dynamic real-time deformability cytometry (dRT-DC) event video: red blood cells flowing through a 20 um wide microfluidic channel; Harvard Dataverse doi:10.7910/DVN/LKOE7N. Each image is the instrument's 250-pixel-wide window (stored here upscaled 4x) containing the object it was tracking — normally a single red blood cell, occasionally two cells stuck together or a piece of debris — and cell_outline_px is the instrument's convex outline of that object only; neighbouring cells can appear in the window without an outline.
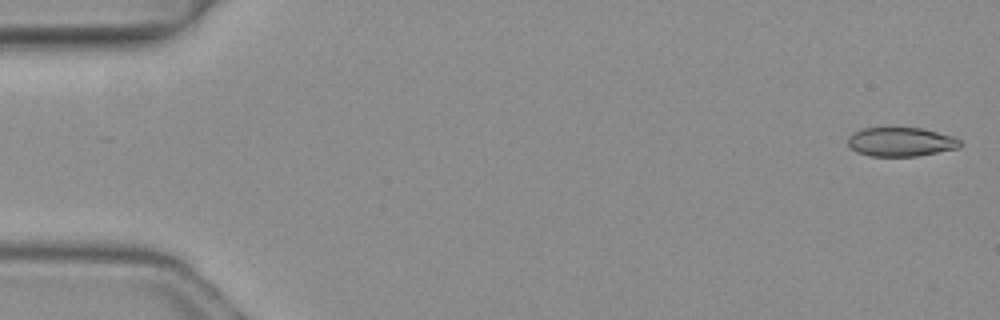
{"species": "common noctule bat (a hibernating species)", "species_latin": "Nyctalus noctula", "temperature_condition": "warm", "stored_images_in_passage": 2, "camera_frame_rate_fps": 3000, "um_per_image_px": 0.085, "animal": {"sex": "female", "body_mass_g": 19.3, "forearm_length_mm": 54.1}, "frame": {"image": 1, "passage_image": 2, "time_ms": 0.333, "image_size_px": [1000, 320], "cell_outline_px": [[964, 144], [960, 148], [916, 156], [868, 156], [856, 152], [848, 144], [848, 136], [852, 132], [864, 128], [924, 128], [952, 136], [960, 140]], "centroid_in_image_um": [76.58, 12.06], "position_along_channel_um": 8.4, "area_um2": 19.13}}